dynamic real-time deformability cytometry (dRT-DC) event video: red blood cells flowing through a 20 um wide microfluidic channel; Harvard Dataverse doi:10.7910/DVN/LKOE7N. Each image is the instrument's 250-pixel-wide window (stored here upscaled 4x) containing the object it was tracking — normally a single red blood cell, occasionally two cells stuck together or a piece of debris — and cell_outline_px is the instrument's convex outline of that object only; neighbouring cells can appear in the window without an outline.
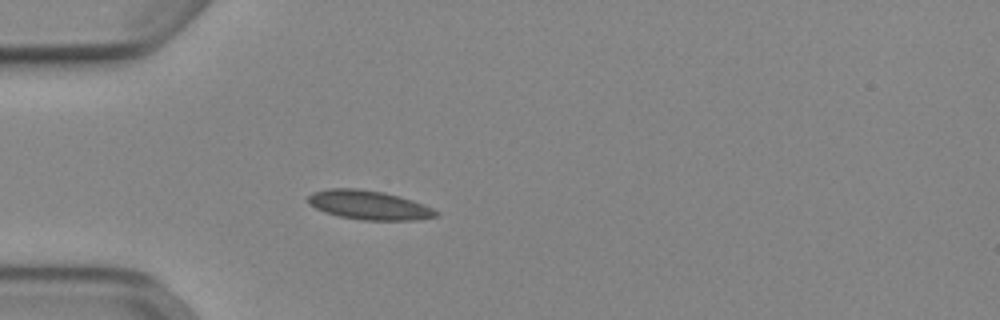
{"species": "Egyptian fruit bat (a non-hibernating species)", "species_latin": "Rousettus aegyptiacus", "temperature_condition": "cold", "stored_images_in_passage": 38, "camera_frame_rate_fps": 3000, "um_per_image_px": 0.085, "animal": {"sex": "female"}, "frame": {"image": 1, "passage_image": 1, "time_ms": 0.0, "image_size_px": [1000, 320], "cell_outline_px": [[440, 212], [436, 216], [416, 220], [364, 220], [340, 216], [324, 212], [308, 204], [308, 196], [312, 192], [328, 188], [356, 188], [384, 192], [400, 196], [424, 204]], "centroid_in_image_um": [31.35, 17.42], "position_along_channel_um": 53.7, "area_um2": 21.73}}
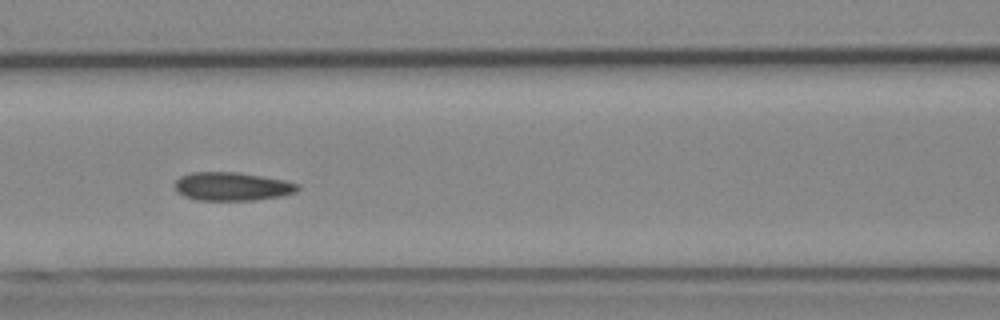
{"frame": {"image": 2, "passage_image": 9, "time_ms": 2.667, "image_size_px": [1000, 320], "cell_outline_px": [[300, 188], [296, 192], [280, 196], [256, 200], [196, 200], [184, 196], [176, 192], [176, 180], [180, 176], [192, 172], [236, 172], [284, 180], [300, 184]], "centroid_in_image_um": [19.73, 15.85], "position_along_channel_um": 146.9, "area_um2": 20.35}}
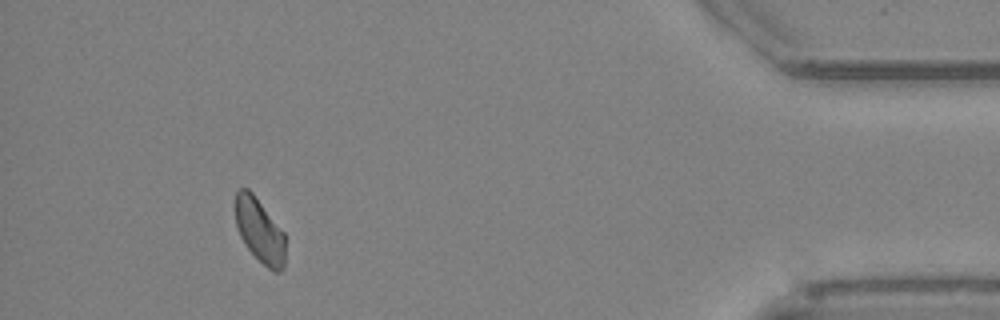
{"frame": {"image": 3, "passage_image": 34, "time_ms": 11.0, "image_size_px": [1000, 320], "cell_outline_px": [[284, 268], [280, 272], [276, 272], [268, 268], [244, 244], [240, 236], [236, 224], [236, 192], [240, 188], [248, 188], [252, 192], [284, 232]], "centroid_in_image_um": [22.07, 19.59], "position_along_channel_um": 413.1, "area_um2": 18.38}, "authors_computed_cell_mechanics": {"area_um2": 19.8543, "velocity_mm_per_s": 3.8743, "shape_relaxation_time_tau1_ms": null, "shape_relaxation_time_tau2_ms": 2.4709, "deformation_change_tau1": null, "deformation_change_tau2": 0.0466}}